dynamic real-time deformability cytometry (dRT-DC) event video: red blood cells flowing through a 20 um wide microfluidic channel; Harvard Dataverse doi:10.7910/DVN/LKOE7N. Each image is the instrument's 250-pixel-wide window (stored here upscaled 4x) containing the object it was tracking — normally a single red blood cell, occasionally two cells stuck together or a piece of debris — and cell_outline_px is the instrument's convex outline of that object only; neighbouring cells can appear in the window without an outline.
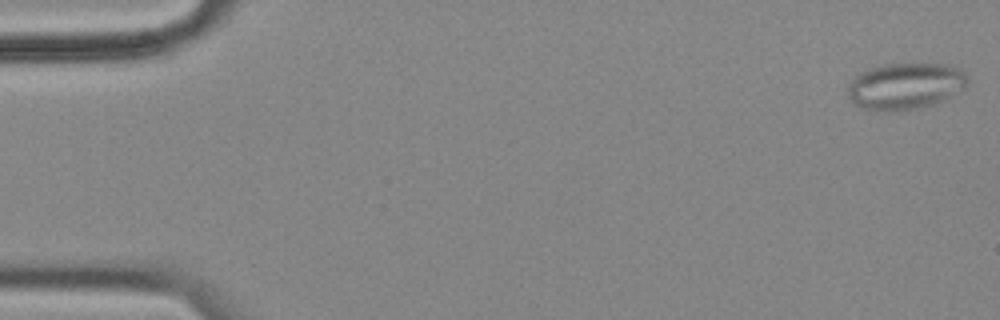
{"species": "common noctule bat (a hibernating species)", "species_latin": "Nyctalus noctula", "temperature_condition": "cold", "stored_images_in_passage": 57, "camera_frame_rate_fps": 3000, "um_per_image_px": 0.085, "animal": {"sex": "female", "body_mass_g": 18.4}, "frame": {"image": 1, "passage_image": 1, "time_ms": 0.0, "image_size_px": [1000, 320], "cell_outline_px": [[968, 84], [964, 88], [936, 104], [924, 108], [860, 108], [848, 96], [848, 84], [860, 72], [868, 68], [880, 64], [948, 64], [964, 72], [968, 76]], "centroid_in_image_um": [76.98, 7.27], "position_along_channel_um": 8.0, "area_um2": 31.91}}
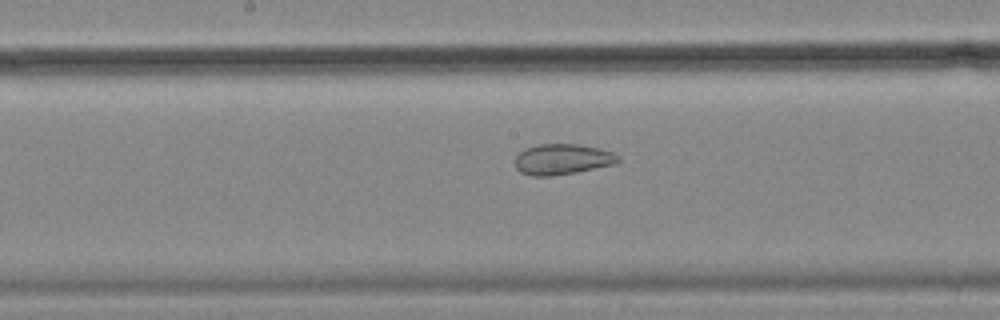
{"frame": {"image": 2, "passage_image": 29, "time_ms": 9.333, "image_size_px": [1000, 320], "cell_outline_px": [[620, 160], [616, 164], [576, 172], [552, 176], [532, 176], [520, 172], [516, 168], [516, 156], [524, 148], [540, 144], [580, 144], [600, 148], [612, 152], [620, 156]], "centroid_in_image_um": [47.82, 13.53], "position_along_channel_um": 200.4, "area_um2": 18.55}}
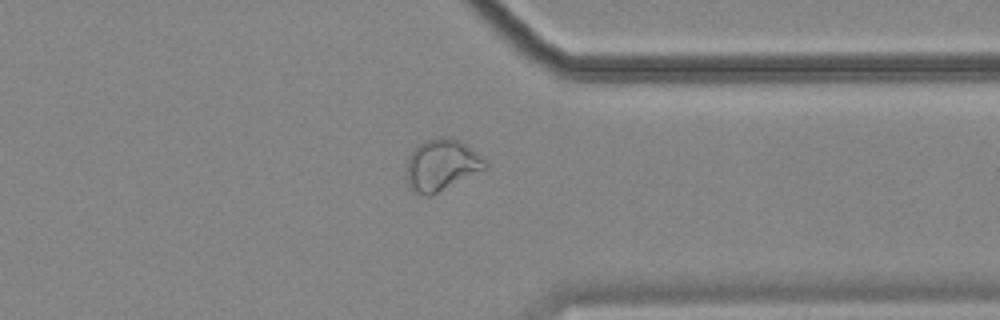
{"frame": {"image": 3, "passage_image": 44, "time_ms": 14.333, "image_size_px": [1000, 320], "cell_outline_px": [[488, 168], [432, 196], [424, 196], [412, 192], [408, 188], [408, 156], [416, 144], [440, 136], [444, 136], [460, 140], [476, 152], [488, 164]], "centroid_in_image_um": [37.53, 14.04], "position_along_channel_um": 373.9, "area_um2": 23.87}, "authors_computed_cell_mechanics": {"area_um2": 26.01, "velocity_mm_per_s": 3.5283, "shape_relaxation_time_tau1_ms": null, "shape_relaxation_time_tau2_ms": 2.6421, "deformation_change_tau1": null, "deformation_change_tau2": 0.0836}}